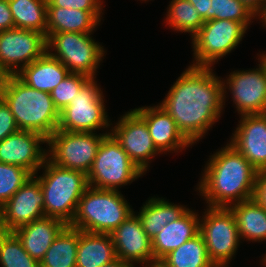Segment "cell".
<instances>
[{
	"label": "cell",
	"mask_w": 266,
	"mask_h": 267,
	"mask_svg": "<svg viewBox=\"0 0 266 267\" xmlns=\"http://www.w3.org/2000/svg\"><path fill=\"white\" fill-rule=\"evenodd\" d=\"M215 75L211 67L189 66L160 103L192 144L217 122L223 110L226 85Z\"/></svg>",
	"instance_id": "obj_1"
},
{
	"label": "cell",
	"mask_w": 266,
	"mask_h": 267,
	"mask_svg": "<svg viewBox=\"0 0 266 267\" xmlns=\"http://www.w3.org/2000/svg\"><path fill=\"white\" fill-rule=\"evenodd\" d=\"M210 157L196 188L208 207L229 208L234 202L251 199L257 174L252 164L230 144Z\"/></svg>",
	"instance_id": "obj_2"
},
{
	"label": "cell",
	"mask_w": 266,
	"mask_h": 267,
	"mask_svg": "<svg viewBox=\"0 0 266 267\" xmlns=\"http://www.w3.org/2000/svg\"><path fill=\"white\" fill-rule=\"evenodd\" d=\"M0 97L9 106L19 130L48 139L58 128L60 112L50 93L36 90L17 75L0 77Z\"/></svg>",
	"instance_id": "obj_3"
},
{
	"label": "cell",
	"mask_w": 266,
	"mask_h": 267,
	"mask_svg": "<svg viewBox=\"0 0 266 267\" xmlns=\"http://www.w3.org/2000/svg\"><path fill=\"white\" fill-rule=\"evenodd\" d=\"M45 173L36 176L44 193V214L70 225L80 198L89 187L87 174L67 169L45 159Z\"/></svg>",
	"instance_id": "obj_4"
},
{
	"label": "cell",
	"mask_w": 266,
	"mask_h": 267,
	"mask_svg": "<svg viewBox=\"0 0 266 267\" xmlns=\"http://www.w3.org/2000/svg\"><path fill=\"white\" fill-rule=\"evenodd\" d=\"M133 212L119 191L89 186L69 226L80 231L110 234Z\"/></svg>",
	"instance_id": "obj_5"
},
{
	"label": "cell",
	"mask_w": 266,
	"mask_h": 267,
	"mask_svg": "<svg viewBox=\"0 0 266 267\" xmlns=\"http://www.w3.org/2000/svg\"><path fill=\"white\" fill-rule=\"evenodd\" d=\"M143 173L116 139L107 134L98 147L87 180L90 187L118 191L119 186L132 183Z\"/></svg>",
	"instance_id": "obj_6"
},
{
	"label": "cell",
	"mask_w": 266,
	"mask_h": 267,
	"mask_svg": "<svg viewBox=\"0 0 266 267\" xmlns=\"http://www.w3.org/2000/svg\"><path fill=\"white\" fill-rule=\"evenodd\" d=\"M90 35L91 33H52L47 38V52L58 59L70 73L84 74L95 79L96 69L105 51ZM48 49H55L57 53Z\"/></svg>",
	"instance_id": "obj_7"
},
{
	"label": "cell",
	"mask_w": 266,
	"mask_h": 267,
	"mask_svg": "<svg viewBox=\"0 0 266 267\" xmlns=\"http://www.w3.org/2000/svg\"><path fill=\"white\" fill-rule=\"evenodd\" d=\"M204 213L203 219L199 220V233L208 256L216 267H228L240 241L234 213L225 207H209Z\"/></svg>",
	"instance_id": "obj_8"
},
{
	"label": "cell",
	"mask_w": 266,
	"mask_h": 267,
	"mask_svg": "<svg viewBox=\"0 0 266 267\" xmlns=\"http://www.w3.org/2000/svg\"><path fill=\"white\" fill-rule=\"evenodd\" d=\"M108 133L56 130L48 139L47 158L54 164L86 174L91 170L98 147ZM49 154V155H48ZM49 156V157H48Z\"/></svg>",
	"instance_id": "obj_9"
},
{
	"label": "cell",
	"mask_w": 266,
	"mask_h": 267,
	"mask_svg": "<svg viewBox=\"0 0 266 267\" xmlns=\"http://www.w3.org/2000/svg\"><path fill=\"white\" fill-rule=\"evenodd\" d=\"M248 28L242 22L227 19L206 21L192 38L193 66L211 67L242 41Z\"/></svg>",
	"instance_id": "obj_10"
},
{
	"label": "cell",
	"mask_w": 266,
	"mask_h": 267,
	"mask_svg": "<svg viewBox=\"0 0 266 267\" xmlns=\"http://www.w3.org/2000/svg\"><path fill=\"white\" fill-rule=\"evenodd\" d=\"M91 78L71 103L60 112L57 130L68 132H95L110 126L105 112L102 91Z\"/></svg>",
	"instance_id": "obj_11"
},
{
	"label": "cell",
	"mask_w": 266,
	"mask_h": 267,
	"mask_svg": "<svg viewBox=\"0 0 266 267\" xmlns=\"http://www.w3.org/2000/svg\"><path fill=\"white\" fill-rule=\"evenodd\" d=\"M46 52L47 38L39 31L15 27L0 31V77L18 74Z\"/></svg>",
	"instance_id": "obj_12"
},
{
	"label": "cell",
	"mask_w": 266,
	"mask_h": 267,
	"mask_svg": "<svg viewBox=\"0 0 266 267\" xmlns=\"http://www.w3.org/2000/svg\"><path fill=\"white\" fill-rule=\"evenodd\" d=\"M32 177L0 207V230L13 232L15 229L45 217L44 193L39 180Z\"/></svg>",
	"instance_id": "obj_13"
},
{
	"label": "cell",
	"mask_w": 266,
	"mask_h": 267,
	"mask_svg": "<svg viewBox=\"0 0 266 267\" xmlns=\"http://www.w3.org/2000/svg\"><path fill=\"white\" fill-rule=\"evenodd\" d=\"M226 81L240 115L266 113V59L262 55L259 68L234 71Z\"/></svg>",
	"instance_id": "obj_14"
},
{
	"label": "cell",
	"mask_w": 266,
	"mask_h": 267,
	"mask_svg": "<svg viewBox=\"0 0 266 267\" xmlns=\"http://www.w3.org/2000/svg\"><path fill=\"white\" fill-rule=\"evenodd\" d=\"M110 133L128 157L143 172L147 171L148 161L160 151L150 136L146 122L134 111L124 114Z\"/></svg>",
	"instance_id": "obj_15"
},
{
	"label": "cell",
	"mask_w": 266,
	"mask_h": 267,
	"mask_svg": "<svg viewBox=\"0 0 266 267\" xmlns=\"http://www.w3.org/2000/svg\"><path fill=\"white\" fill-rule=\"evenodd\" d=\"M42 143L47 139L41 134L18 130L0 142V163L18 165L35 175L47 158Z\"/></svg>",
	"instance_id": "obj_16"
},
{
	"label": "cell",
	"mask_w": 266,
	"mask_h": 267,
	"mask_svg": "<svg viewBox=\"0 0 266 267\" xmlns=\"http://www.w3.org/2000/svg\"><path fill=\"white\" fill-rule=\"evenodd\" d=\"M130 214L114 231L110 233L115 247L116 257L129 263H153L152 239L145 233L137 215Z\"/></svg>",
	"instance_id": "obj_17"
},
{
	"label": "cell",
	"mask_w": 266,
	"mask_h": 267,
	"mask_svg": "<svg viewBox=\"0 0 266 267\" xmlns=\"http://www.w3.org/2000/svg\"><path fill=\"white\" fill-rule=\"evenodd\" d=\"M231 142L257 170L266 169V113L241 115Z\"/></svg>",
	"instance_id": "obj_18"
},
{
	"label": "cell",
	"mask_w": 266,
	"mask_h": 267,
	"mask_svg": "<svg viewBox=\"0 0 266 267\" xmlns=\"http://www.w3.org/2000/svg\"><path fill=\"white\" fill-rule=\"evenodd\" d=\"M145 122L156 148L161 152L183 149L192 143L178 129L173 118L160 106L133 109Z\"/></svg>",
	"instance_id": "obj_19"
},
{
	"label": "cell",
	"mask_w": 266,
	"mask_h": 267,
	"mask_svg": "<svg viewBox=\"0 0 266 267\" xmlns=\"http://www.w3.org/2000/svg\"><path fill=\"white\" fill-rule=\"evenodd\" d=\"M67 225L52 217H42L13 231L27 253L40 262L52 242Z\"/></svg>",
	"instance_id": "obj_20"
},
{
	"label": "cell",
	"mask_w": 266,
	"mask_h": 267,
	"mask_svg": "<svg viewBox=\"0 0 266 267\" xmlns=\"http://www.w3.org/2000/svg\"><path fill=\"white\" fill-rule=\"evenodd\" d=\"M198 214L188 209L176 221L168 223L152 239L154 262L160 261L171 251L199 233Z\"/></svg>",
	"instance_id": "obj_21"
},
{
	"label": "cell",
	"mask_w": 266,
	"mask_h": 267,
	"mask_svg": "<svg viewBox=\"0 0 266 267\" xmlns=\"http://www.w3.org/2000/svg\"><path fill=\"white\" fill-rule=\"evenodd\" d=\"M102 11H82L73 8L47 6L46 38L52 33H92L101 21Z\"/></svg>",
	"instance_id": "obj_22"
},
{
	"label": "cell",
	"mask_w": 266,
	"mask_h": 267,
	"mask_svg": "<svg viewBox=\"0 0 266 267\" xmlns=\"http://www.w3.org/2000/svg\"><path fill=\"white\" fill-rule=\"evenodd\" d=\"M69 73L58 59L46 52L16 75L28 86L50 93Z\"/></svg>",
	"instance_id": "obj_23"
},
{
	"label": "cell",
	"mask_w": 266,
	"mask_h": 267,
	"mask_svg": "<svg viewBox=\"0 0 266 267\" xmlns=\"http://www.w3.org/2000/svg\"><path fill=\"white\" fill-rule=\"evenodd\" d=\"M116 258L110 234L78 230L76 267H100Z\"/></svg>",
	"instance_id": "obj_24"
},
{
	"label": "cell",
	"mask_w": 266,
	"mask_h": 267,
	"mask_svg": "<svg viewBox=\"0 0 266 267\" xmlns=\"http://www.w3.org/2000/svg\"><path fill=\"white\" fill-rule=\"evenodd\" d=\"M237 221L240 238L249 241L266 240V210L254 199L229 206Z\"/></svg>",
	"instance_id": "obj_25"
},
{
	"label": "cell",
	"mask_w": 266,
	"mask_h": 267,
	"mask_svg": "<svg viewBox=\"0 0 266 267\" xmlns=\"http://www.w3.org/2000/svg\"><path fill=\"white\" fill-rule=\"evenodd\" d=\"M140 210L137 216L145 233L153 239L163 227L172 221H176L188 208L182 205H173L164 198H151L145 202Z\"/></svg>",
	"instance_id": "obj_26"
},
{
	"label": "cell",
	"mask_w": 266,
	"mask_h": 267,
	"mask_svg": "<svg viewBox=\"0 0 266 267\" xmlns=\"http://www.w3.org/2000/svg\"><path fill=\"white\" fill-rule=\"evenodd\" d=\"M159 262L165 267H216L210 260L201 234L184 242Z\"/></svg>",
	"instance_id": "obj_27"
},
{
	"label": "cell",
	"mask_w": 266,
	"mask_h": 267,
	"mask_svg": "<svg viewBox=\"0 0 266 267\" xmlns=\"http://www.w3.org/2000/svg\"><path fill=\"white\" fill-rule=\"evenodd\" d=\"M78 229L67 225L39 262L40 267H76Z\"/></svg>",
	"instance_id": "obj_28"
},
{
	"label": "cell",
	"mask_w": 266,
	"mask_h": 267,
	"mask_svg": "<svg viewBox=\"0 0 266 267\" xmlns=\"http://www.w3.org/2000/svg\"><path fill=\"white\" fill-rule=\"evenodd\" d=\"M15 28L46 35L47 0H8Z\"/></svg>",
	"instance_id": "obj_29"
},
{
	"label": "cell",
	"mask_w": 266,
	"mask_h": 267,
	"mask_svg": "<svg viewBox=\"0 0 266 267\" xmlns=\"http://www.w3.org/2000/svg\"><path fill=\"white\" fill-rule=\"evenodd\" d=\"M167 13V24L175 31L189 32L191 38L205 23L198 10L188 0H172Z\"/></svg>",
	"instance_id": "obj_30"
},
{
	"label": "cell",
	"mask_w": 266,
	"mask_h": 267,
	"mask_svg": "<svg viewBox=\"0 0 266 267\" xmlns=\"http://www.w3.org/2000/svg\"><path fill=\"white\" fill-rule=\"evenodd\" d=\"M0 264L2 267H40L39 262L27 253L13 232L1 230Z\"/></svg>",
	"instance_id": "obj_31"
},
{
	"label": "cell",
	"mask_w": 266,
	"mask_h": 267,
	"mask_svg": "<svg viewBox=\"0 0 266 267\" xmlns=\"http://www.w3.org/2000/svg\"><path fill=\"white\" fill-rule=\"evenodd\" d=\"M257 15L240 0H211L207 21L212 19H227L242 22L246 27Z\"/></svg>",
	"instance_id": "obj_32"
},
{
	"label": "cell",
	"mask_w": 266,
	"mask_h": 267,
	"mask_svg": "<svg viewBox=\"0 0 266 267\" xmlns=\"http://www.w3.org/2000/svg\"><path fill=\"white\" fill-rule=\"evenodd\" d=\"M31 177L32 174L28 170L18 165L0 163V207Z\"/></svg>",
	"instance_id": "obj_33"
},
{
	"label": "cell",
	"mask_w": 266,
	"mask_h": 267,
	"mask_svg": "<svg viewBox=\"0 0 266 267\" xmlns=\"http://www.w3.org/2000/svg\"><path fill=\"white\" fill-rule=\"evenodd\" d=\"M91 78L79 73H69L51 92V98L55 107L61 112L66 106H68L72 100L75 99L76 93L82 89V87Z\"/></svg>",
	"instance_id": "obj_34"
},
{
	"label": "cell",
	"mask_w": 266,
	"mask_h": 267,
	"mask_svg": "<svg viewBox=\"0 0 266 267\" xmlns=\"http://www.w3.org/2000/svg\"><path fill=\"white\" fill-rule=\"evenodd\" d=\"M101 0H47V6L73 8L82 11H102Z\"/></svg>",
	"instance_id": "obj_35"
},
{
	"label": "cell",
	"mask_w": 266,
	"mask_h": 267,
	"mask_svg": "<svg viewBox=\"0 0 266 267\" xmlns=\"http://www.w3.org/2000/svg\"><path fill=\"white\" fill-rule=\"evenodd\" d=\"M18 130L9 106L0 97V142Z\"/></svg>",
	"instance_id": "obj_36"
},
{
	"label": "cell",
	"mask_w": 266,
	"mask_h": 267,
	"mask_svg": "<svg viewBox=\"0 0 266 267\" xmlns=\"http://www.w3.org/2000/svg\"><path fill=\"white\" fill-rule=\"evenodd\" d=\"M252 199L266 210V169L257 171Z\"/></svg>",
	"instance_id": "obj_37"
},
{
	"label": "cell",
	"mask_w": 266,
	"mask_h": 267,
	"mask_svg": "<svg viewBox=\"0 0 266 267\" xmlns=\"http://www.w3.org/2000/svg\"><path fill=\"white\" fill-rule=\"evenodd\" d=\"M14 28V21L8 0H0V31Z\"/></svg>",
	"instance_id": "obj_38"
},
{
	"label": "cell",
	"mask_w": 266,
	"mask_h": 267,
	"mask_svg": "<svg viewBox=\"0 0 266 267\" xmlns=\"http://www.w3.org/2000/svg\"><path fill=\"white\" fill-rule=\"evenodd\" d=\"M198 10L202 19L207 21V12H210L211 0H188Z\"/></svg>",
	"instance_id": "obj_39"
},
{
	"label": "cell",
	"mask_w": 266,
	"mask_h": 267,
	"mask_svg": "<svg viewBox=\"0 0 266 267\" xmlns=\"http://www.w3.org/2000/svg\"><path fill=\"white\" fill-rule=\"evenodd\" d=\"M257 16H259L266 7V0H240Z\"/></svg>",
	"instance_id": "obj_40"
},
{
	"label": "cell",
	"mask_w": 266,
	"mask_h": 267,
	"mask_svg": "<svg viewBox=\"0 0 266 267\" xmlns=\"http://www.w3.org/2000/svg\"><path fill=\"white\" fill-rule=\"evenodd\" d=\"M100 267H134V264H131L129 262L123 261L122 259L116 258L110 263L104 264Z\"/></svg>",
	"instance_id": "obj_41"
},
{
	"label": "cell",
	"mask_w": 266,
	"mask_h": 267,
	"mask_svg": "<svg viewBox=\"0 0 266 267\" xmlns=\"http://www.w3.org/2000/svg\"><path fill=\"white\" fill-rule=\"evenodd\" d=\"M148 267H165L161 262L159 261H156V262H153V263H150V264H147ZM145 266V267H147Z\"/></svg>",
	"instance_id": "obj_42"
},
{
	"label": "cell",
	"mask_w": 266,
	"mask_h": 267,
	"mask_svg": "<svg viewBox=\"0 0 266 267\" xmlns=\"http://www.w3.org/2000/svg\"><path fill=\"white\" fill-rule=\"evenodd\" d=\"M259 17L262 19V22H264V26H266V7L263 10V12L259 15Z\"/></svg>",
	"instance_id": "obj_43"
},
{
	"label": "cell",
	"mask_w": 266,
	"mask_h": 267,
	"mask_svg": "<svg viewBox=\"0 0 266 267\" xmlns=\"http://www.w3.org/2000/svg\"><path fill=\"white\" fill-rule=\"evenodd\" d=\"M262 260L265 263L264 265H266V255H265V257Z\"/></svg>",
	"instance_id": "obj_44"
}]
</instances>
